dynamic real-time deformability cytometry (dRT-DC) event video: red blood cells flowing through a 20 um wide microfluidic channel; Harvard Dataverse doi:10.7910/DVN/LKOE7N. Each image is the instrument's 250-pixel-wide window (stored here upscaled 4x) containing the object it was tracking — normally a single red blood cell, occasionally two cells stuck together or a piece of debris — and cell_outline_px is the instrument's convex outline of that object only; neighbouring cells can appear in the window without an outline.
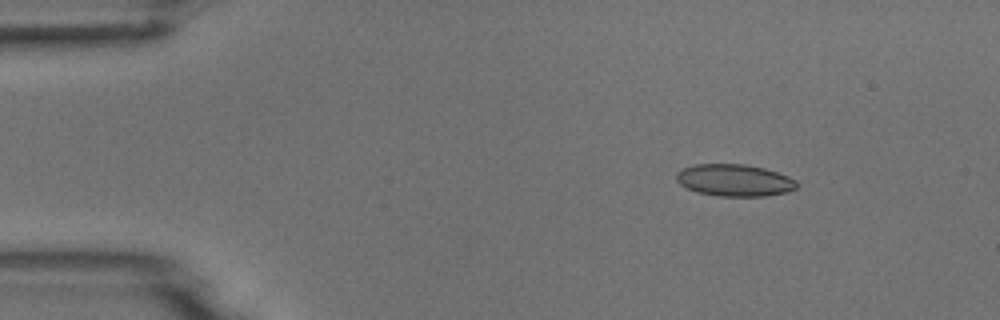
{"species": "common noctule bat (a hibernating species)", "species_latin": "Nyctalus noctula", "temperature_condition": "room temperature", "stored_images_in_passage": 3, "camera_frame_rate_fps": 3000, "um_per_image_px": 0.085, "animal": {"sex": "male", "body_mass_g": 18.8}, "frame": {"image": 1, "passage_image": 3, "time_ms": 2.333, "image_size_px": [1000, 320], "cell_outline_px": [[796, 188], [788, 192], [764, 196], [720, 196], [696, 192], [680, 184], [676, 180], [676, 172], [680, 168], [696, 164], [744, 164], [764, 168], [788, 176], [796, 180]], "centroid_in_image_um": [62.4, 15.32], "position_along_channel_um": 22.6, "area_um2": 22.48}}